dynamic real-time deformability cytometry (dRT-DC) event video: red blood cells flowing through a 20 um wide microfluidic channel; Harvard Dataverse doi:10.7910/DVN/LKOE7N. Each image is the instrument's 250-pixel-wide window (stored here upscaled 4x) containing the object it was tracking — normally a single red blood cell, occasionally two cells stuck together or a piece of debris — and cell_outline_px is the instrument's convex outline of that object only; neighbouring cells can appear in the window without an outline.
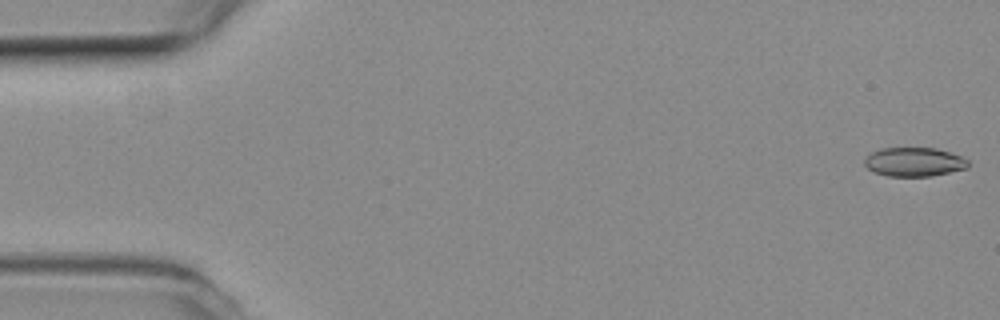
{"species": "common noctule bat (a hibernating species)", "species_latin": "Nyctalus noctula", "temperature_condition": "room temperature", "stored_images_in_passage": 23, "camera_frame_rate_fps": 3000, "um_per_image_px": 0.085, "animal": {"sex": "female", "body_mass_g": 19.3, "forearm_length_mm": 54.1}, "frame": {"image": 1, "passage_image": 1, "time_ms": 0.0, "image_size_px": [1000, 320], "cell_outline_px": [[968, 168], [932, 176], [888, 176], [872, 172], [864, 164], [864, 160], [872, 152], [880, 148], [936, 148], [960, 156], [968, 160]], "centroid_in_image_um": [77.69, 13.77], "position_along_channel_um": 7.3, "area_um2": 17.46}}
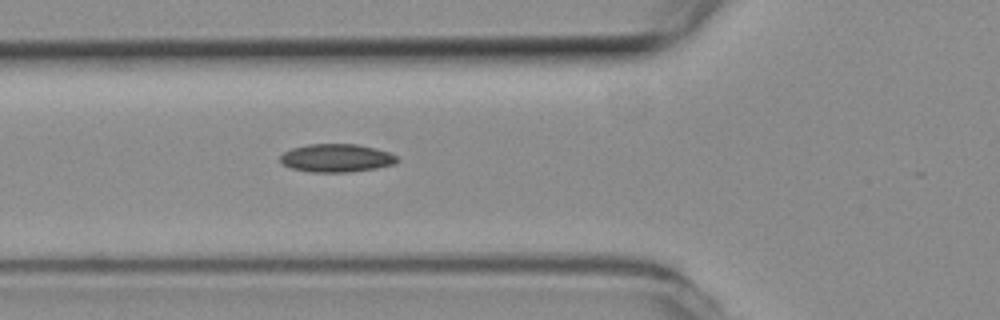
{"frame": {"image": 2, "passage_image": 19, "time_ms": 6.0, "image_size_px": [1000, 320], "cell_outline_px": [[400, 160], [396, 164], [376, 168], [348, 172], [312, 172], [292, 168], [280, 164], [280, 156], [284, 152], [292, 148], [308, 144], [356, 144], [376, 148], [388, 152], [396, 156]], "centroid_in_image_um": [28.6, 13.43], "position_along_channel_um": 97.2, "area_um2": 19.25}}
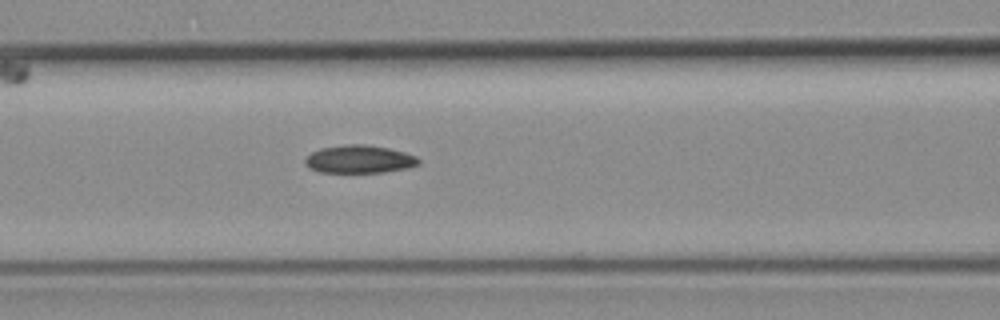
{"frame": {"image": 3, "passage_image": 22, "time_ms": 7.0, "image_size_px": [1000, 320], "cell_outline_px": [[420, 164], [408, 168], [384, 172], [320, 172], [308, 168], [304, 164], [304, 160], [312, 152], [320, 148], [348, 144], [364, 144], [388, 148], [404, 152], [416, 156], [420, 160]], "centroid_in_image_um": [30.54, 13.53], "position_along_channel_um": 136.1, "area_um2": 18.5}}